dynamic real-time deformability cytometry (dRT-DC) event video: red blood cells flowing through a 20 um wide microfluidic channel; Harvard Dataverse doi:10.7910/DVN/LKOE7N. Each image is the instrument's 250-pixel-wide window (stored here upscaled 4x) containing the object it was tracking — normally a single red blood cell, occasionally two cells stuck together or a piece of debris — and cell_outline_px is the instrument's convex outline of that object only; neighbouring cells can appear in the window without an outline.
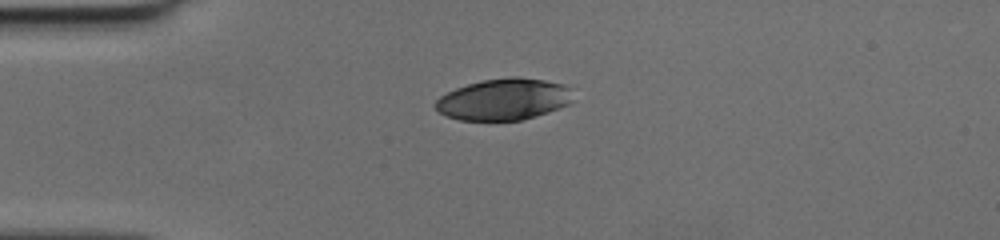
{"species": "human", "species_latin": "Homo sapiens", "temperature_condition": "cold", "stored_images_in_passage": 38, "camera_frame_rate_fps": 3000, "um_per_image_px": 0.085, "donor": {"sex": "female"}, "frame": {"image": 1, "passage_image": 1, "time_ms": 0.0, "image_size_px": [1000, 240], "cell_outline_px": [[572, 100], [568, 104], [560, 108], [536, 116], [520, 120], [460, 120], [448, 116], [440, 112], [432, 104], [440, 96], [456, 88], [468, 84], [484, 80], [512, 76], [516, 76], [544, 80], [564, 84], [568, 88]], "centroid_in_image_um": [42.81, 8.44], "position_along_channel_um": 42.2, "area_um2": 33.06}}
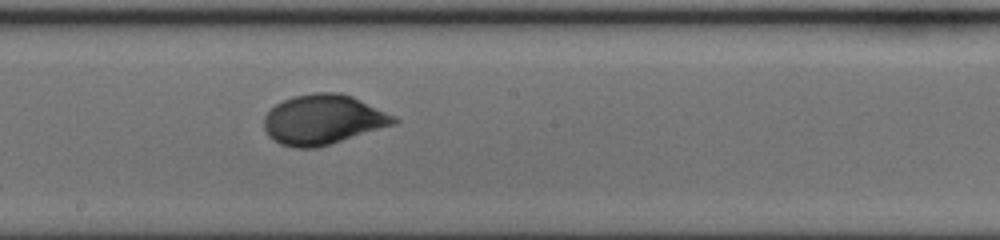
{"frame": {"image": 2, "passage_image": 16, "time_ms": 5.0, "image_size_px": [1000, 240], "cell_outline_px": [[400, 120], [396, 124], [316, 148], [292, 148], [280, 144], [268, 136], [264, 128], [264, 116], [276, 104], [292, 96], [312, 92], [340, 92], [352, 96], [396, 116]], "centroid_in_image_um": [27.46, 10.16], "position_along_channel_um": 220.7, "area_um2": 37.86}}
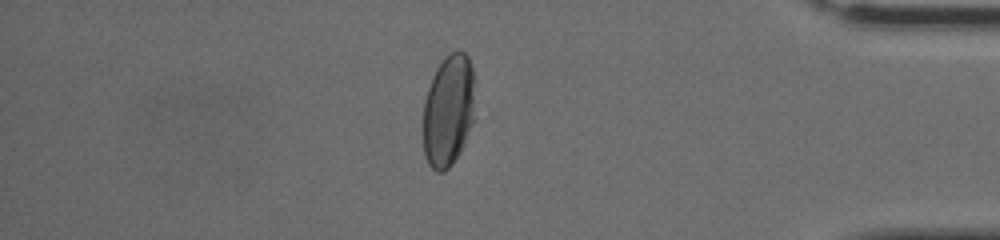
{"frame": {"image": 3, "passage_image": 31, "time_ms": 10.0, "image_size_px": [1000, 240], "cell_outline_px": [[476, 120], [460, 152], [452, 164], [444, 172], [436, 172], [428, 164], [424, 156], [424, 100], [432, 76], [436, 68], [448, 52], [464, 52], [468, 56], [472, 68]], "centroid_in_image_um": [38.14, 9.42], "position_along_channel_um": 397.1, "area_um2": 34.39}}